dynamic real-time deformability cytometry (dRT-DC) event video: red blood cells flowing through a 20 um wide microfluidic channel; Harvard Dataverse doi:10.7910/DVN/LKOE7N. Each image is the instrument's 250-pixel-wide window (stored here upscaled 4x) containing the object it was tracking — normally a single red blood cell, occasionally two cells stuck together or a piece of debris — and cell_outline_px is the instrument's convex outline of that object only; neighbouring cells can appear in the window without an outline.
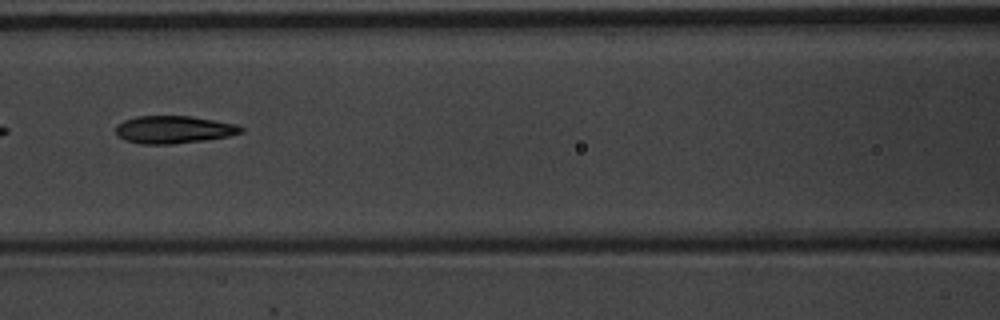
{"species": "common noctule bat (a hibernating species)", "species_latin": "Nyctalus noctula", "temperature_condition": "warm", "stored_images_in_passage": 7, "camera_frame_rate_fps": 3000, "um_per_image_px": 0.085, "animal": {"sex": "male", "body_mass_g": 20.1, "forearm_length_mm": 53.5}, "frame": {"image": 1, "passage_image": 7, "time_ms": 2.0, "image_size_px": [1000, 320], "cell_outline_px": [[244, 132], [228, 136], [204, 140], [172, 144], [140, 144], [124, 140], [116, 136], [116, 124], [124, 120], [136, 116], [188, 116], [236, 124], [244, 128]], "centroid_in_image_um": [14.72, 11.02], "position_along_channel_um": 151.9, "area_um2": 20.17}}